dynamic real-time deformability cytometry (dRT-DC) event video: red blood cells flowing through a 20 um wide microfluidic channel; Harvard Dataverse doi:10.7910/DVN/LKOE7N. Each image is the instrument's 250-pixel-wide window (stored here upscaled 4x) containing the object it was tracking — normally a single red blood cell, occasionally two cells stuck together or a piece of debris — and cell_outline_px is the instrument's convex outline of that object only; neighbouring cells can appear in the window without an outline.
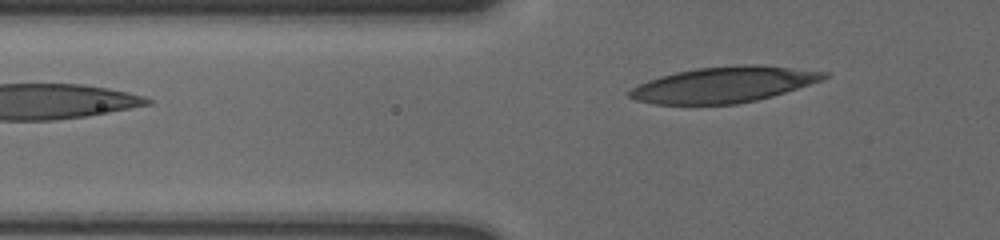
{"species": "human", "species_latin": "Homo sapiens", "temperature_condition": "cold", "stored_images_in_passage": 39, "camera_frame_rate_fps": 3000, "um_per_image_px": 0.085, "donor": {"sex": "male"}, "frame": {"image": 1, "passage_image": 2, "time_ms": 0.333, "image_size_px": [1000, 240], "cell_outline_px": [[828, 76], [824, 80], [772, 96], [756, 100], [736, 104], [656, 104], [636, 100], [628, 96], [628, 92], [632, 88], [648, 80], [660, 76], [676, 72], [696, 68], [744, 64], [760, 64], [828, 72]], "centroid_in_image_um": [61.55, 7.18], "position_along_channel_um": 64.3, "area_um2": 40.46}}
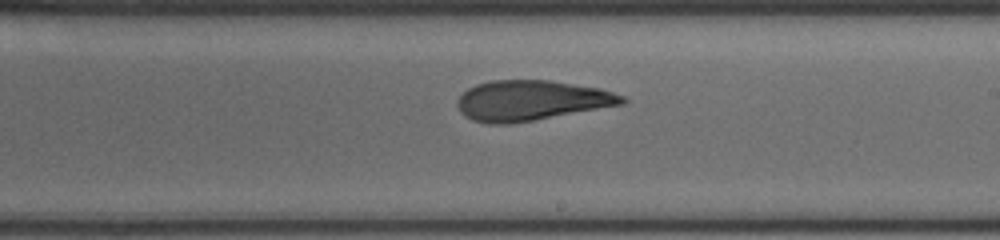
{"frame": {"image": 2, "passage_image": 18, "time_ms": 5.667, "image_size_px": [1000, 240], "cell_outline_px": [[628, 100], [624, 104], [532, 120], [508, 124], [488, 124], [472, 120], [464, 116], [460, 112], [456, 104], [456, 100], [468, 88], [476, 84], [492, 80], [548, 80], [600, 88], [624, 96]], "centroid_in_image_um": [45.12, 8.54], "position_along_channel_um": 243.9, "area_um2": 38.49}}
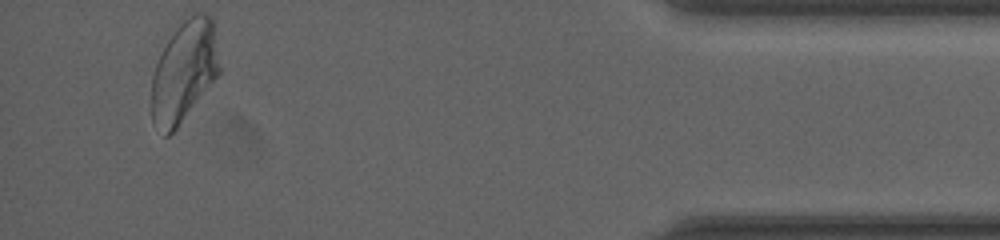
{"frame": {"image": 3, "passage_image": 37, "time_ms": 12.0, "image_size_px": [1000, 240], "cell_outline_px": [[220, 72], [176, 128], [168, 136], [164, 136], [152, 120], [152, 76], [156, 64], [168, 40], [180, 24], [188, 16], [196, 12], [204, 12], [212, 20], [220, 68]], "centroid_in_image_um": [15.64, 6.07], "position_along_channel_um": 419.6, "area_um2": 39.02}}